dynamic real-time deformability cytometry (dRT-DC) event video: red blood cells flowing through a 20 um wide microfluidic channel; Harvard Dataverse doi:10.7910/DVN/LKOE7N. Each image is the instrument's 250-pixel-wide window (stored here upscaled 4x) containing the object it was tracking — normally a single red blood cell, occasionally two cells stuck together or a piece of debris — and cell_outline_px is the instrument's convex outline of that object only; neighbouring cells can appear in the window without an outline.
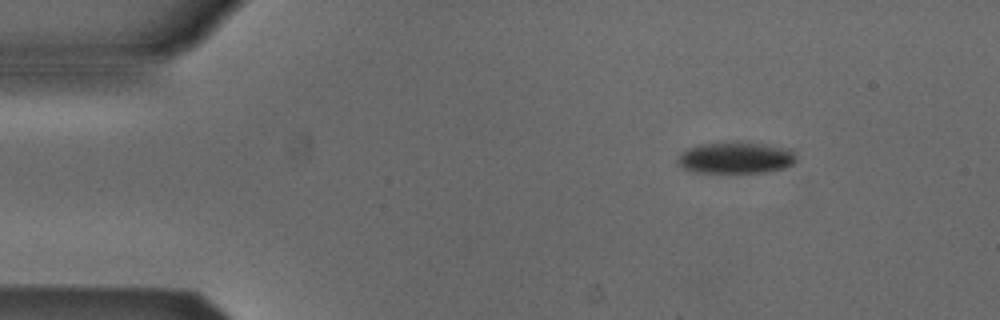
{"species": "Egyptian fruit bat (a non-hibernating species)", "species_latin": "Rousettus aegyptiacus", "temperature_condition": "cold", "stored_images_in_passage": 47, "camera_frame_rate_fps": 3000, "um_per_image_px": 0.085, "animal": {"sex": "male"}, "frame": {"image": 1, "passage_image": 1, "time_ms": 0.0, "image_size_px": [1000, 320], "cell_outline_px": [[796, 160], [792, 164], [784, 168], [764, 172], [696, 172], [684, 168], [676, 164], [676, 160], [688, 148], [700, 144], [736, 140], [792, 148], [796, 156]], "centroid_in_image_um": [62.57, 13.38], "position_along_channel_um": 22.4, "area_um2": 22.08}}
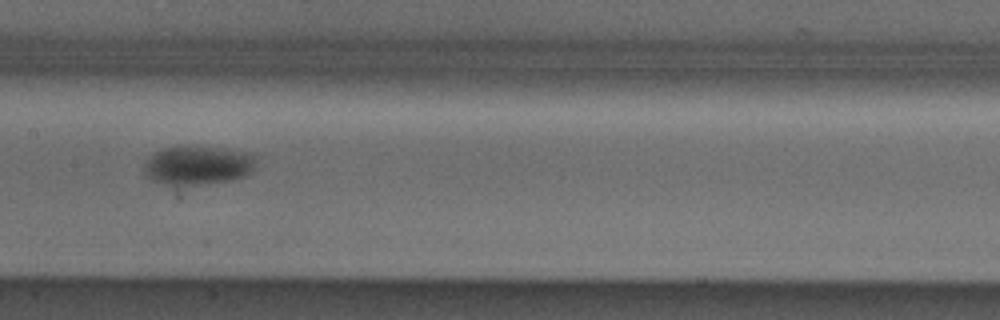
{"frame": {"image": 2, "passage_image": 20, "time_ms": 6.333, "image_size_px": [1000, 320], "cell_outline_px": [[256, 160], [252, 172], [248, 176], [228, 180], [180, 188], [168, 188], [144, 176], [144, 164], [156, 152], [164, 148], [224, 148], [248, 152]], "centroid_in_image_um": [16.78, 14.13], "position_along_channel_um": 190.6, "area_um2": 25.66}}
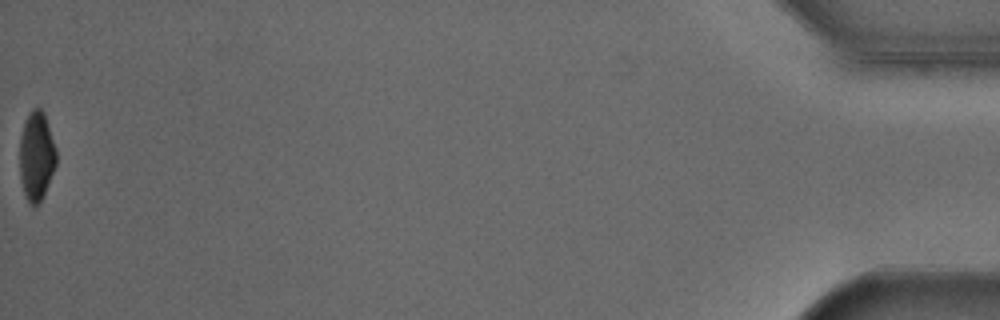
{"frame": {"image": 3, "passage_image": 47, "time_ms": 15.333, "image_size_px": [1000, 320], "cell_outline_px": [[56, 164], [44, 196], [40, 204], [28, 204], [20, 180], [20, 136], [28, 112], [32, 108], [40, 108], [44, 112], [56, 148]], "centroid_in_image_um": [3.1, 13.27], "position_along_channel_um": 432.1, "area_um2": 19.13}, "authors_computed_cell_mechanics": {"area_um2": 23.5246, "velocity_mm_per_s": 3.8616, "shape_relaxation_time_tau1_ms": 2.1844, "shape_relaxation_time_tau2_ms": null, "deformation_change_tau1": 0.0865, "deformation_change_tau2": null}}